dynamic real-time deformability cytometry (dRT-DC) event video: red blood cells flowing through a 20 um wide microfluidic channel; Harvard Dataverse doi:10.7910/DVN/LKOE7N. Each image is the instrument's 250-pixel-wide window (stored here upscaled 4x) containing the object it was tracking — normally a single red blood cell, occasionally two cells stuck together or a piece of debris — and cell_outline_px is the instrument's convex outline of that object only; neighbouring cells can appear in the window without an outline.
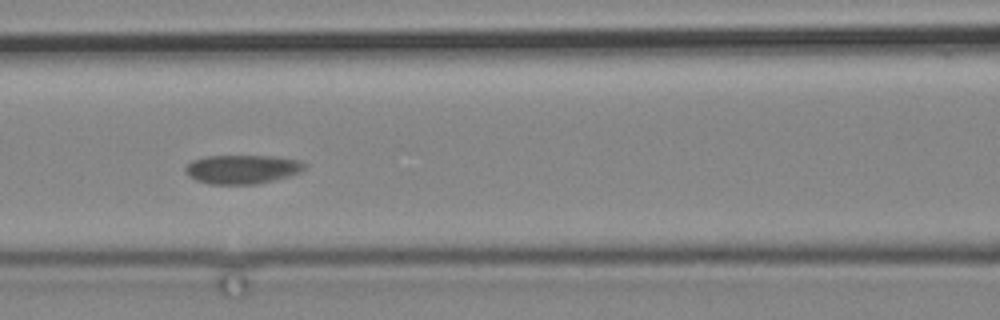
{"species": "common noctule bat (a hibernating species)", "species_latin": "Nyctalus noctula", "temperature_condition": "cold", "stored_images_in_passage": 4, "camera_frame_rate_fps": 3000, "um_per_image_px": 0.085, "animal": {"sex": "male", "body_mass_g": 19.2, "forearm_length_mm": 51.8}, "frame": {"image": 1, "passage_image": 3, "time_ms": 2.333, "image_size_px": [1000, 320], "cell_outline_px": [[308, 164], [300, 172], [288, 176], [256, 184], [208, 184], [196, 180], [188, 176], [184, 172], [184, 168], [192, 160], [208, 156], [272, 156], [300, 160]], "centroid_in_image_um": [20.57, 14.38], "position_along_channel_um": 146.0, "area_um2": 20.11}}
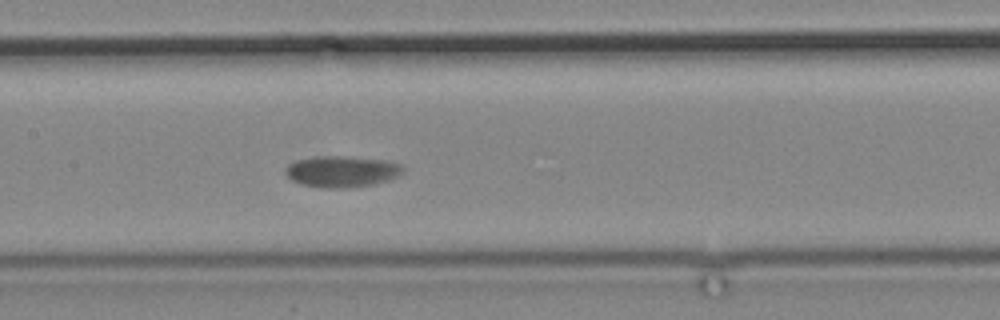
{"frame": {"image": 2, "passage_image": 4, "time_ms": 3.333, "image_size_px": [1000, 320], "cell_outline_px": [[404, 172], [388, 180], [372, 184], [348, 188], [324, 188], [304, 184], [292, 180], [284, 172], [288, 164], [296, 160], [316, 156], [344, 156], [384, 160], [400, 164], [404, 168]], "centroid_in_image_um": [29.05, 14.57], "position_along_channel_um": 178.4, "area_um2": 21.27}}